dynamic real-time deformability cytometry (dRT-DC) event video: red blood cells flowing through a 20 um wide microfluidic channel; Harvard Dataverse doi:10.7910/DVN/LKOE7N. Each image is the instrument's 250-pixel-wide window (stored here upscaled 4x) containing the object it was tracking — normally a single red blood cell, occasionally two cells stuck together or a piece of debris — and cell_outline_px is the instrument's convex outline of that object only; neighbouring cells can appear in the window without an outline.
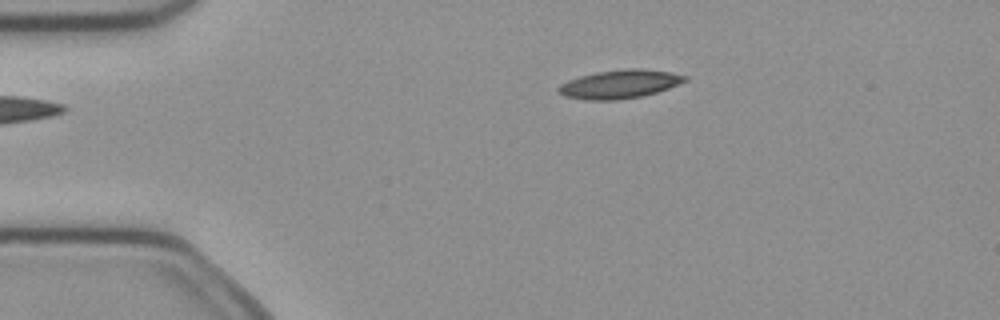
{"species": "common noctule bat (a hibernating species)", "species_latin": "Nyctalus noctula", "temperature_condition": "cold", "stored_images_in_passage": 2, "camera_frame_rate_fps": 3000, "um_per_image_px": 0.085, "animal": {"sex": "female", "body_mass_g": 21.9}, "frame": {"image": 1, "passage_image": 1, "time_ms": 0.0, "image_size_px": [1000, 320], "cell_outline_px": [[688, 80], [668, 88], [644, 96], [616, 100], [584, 100], [564, 96], [556, 88], [560, 84], [568, 80], [580, 76], [596, 72], [628, 68], [640, 68], [668, 72], [688, 76]], "centroid_in_image_um": [52.65, 7.15], "position_along_channel_um": 32.3, "area_um2": 21.04}}